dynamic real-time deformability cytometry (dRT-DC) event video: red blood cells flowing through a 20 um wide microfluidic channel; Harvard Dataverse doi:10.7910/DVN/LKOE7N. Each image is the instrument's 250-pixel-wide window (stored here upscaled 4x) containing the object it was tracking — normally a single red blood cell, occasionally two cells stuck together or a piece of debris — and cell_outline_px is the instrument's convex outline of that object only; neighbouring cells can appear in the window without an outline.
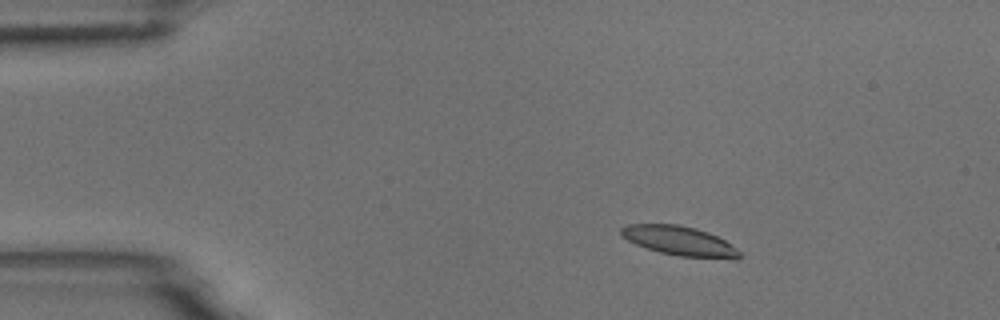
{"species": "common noctule bat (a hibernating species)", "species_latin": "Nyctalus noctula", "temperature_condition": "room temperature", "stored_images_in_passage": 5, "camera_frame_rate_fps": 3000, "um_per_image_px": 0.085, "animal": {"sex": "male", "body_mass_g": 18.8}, "frame": {"image": 1, "passage_image": 3, "time_ms": 0.667, "image_size_px": [1000, 320], "cell_outline_px": [[740, 256], [736, 260], [732, 260], [680, 256], [660, 252], [636, 244], [620, 236], [620, 228], [628, 224], [680, 224], [696, 228], [708, 232], [724, 240], [736, 248], [740, 252]], "centroid_in_image_um": [57.78, 20.48], "position_along_channel_um": 27.2, "area_um2": 20.4}}